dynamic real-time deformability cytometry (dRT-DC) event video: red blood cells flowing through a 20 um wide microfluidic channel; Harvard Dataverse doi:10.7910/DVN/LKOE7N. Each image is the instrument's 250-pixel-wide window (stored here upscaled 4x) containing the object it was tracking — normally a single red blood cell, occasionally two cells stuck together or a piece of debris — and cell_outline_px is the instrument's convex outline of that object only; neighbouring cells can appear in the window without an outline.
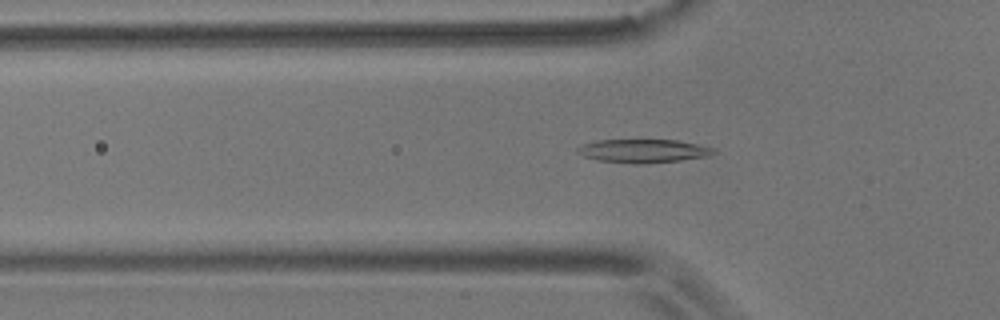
{"species": "common noctule bat (a hibernating species)", "species_latin": "Nyctalus noctula", "temperature_condition": "room temperature", "stored_images_in_passage": 47, "camera_frame_rate_fps": 3000, "um_per_image_px": 0.085, "animal": {"sex": "male", "body_mass_g": 17.9}, "frame": {"image": 1, "passage_image": 10, "time_ms": 3.0, "image_size_px": [1000, 320], "cell_outline_px": [[716, 152], [708, 156], [680, 160], [644, 164], [632, 164], [596, 160], [584, 156], [576, 152], [576, 148], [584, 144], [596, 140], [676, 140], [716, 148]], "centroid_in_image_um": [54.66, 12.83], "position_along_channel_um": 71.1, "area_um2": 18.67}}
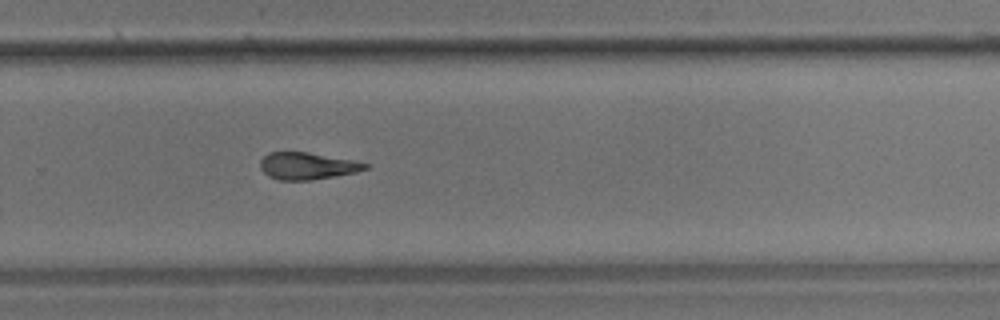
{"frame": {"image": 2, "passage_image": 29, "time_ms": 9.333, "image_size_px": [1000, 320], "cell_outline_px": [[368, 168], [356, 172], [336, 176], [308, 180], [280, 180], [268, 176], [260, 168], [260, 160], [268, 152], [308, 152], [352, 160], [368, 164]], "centroid_in_image_um": [26.09, 14.1], "position_along_channel_um": 303.7, "area_um2": 16.42}}
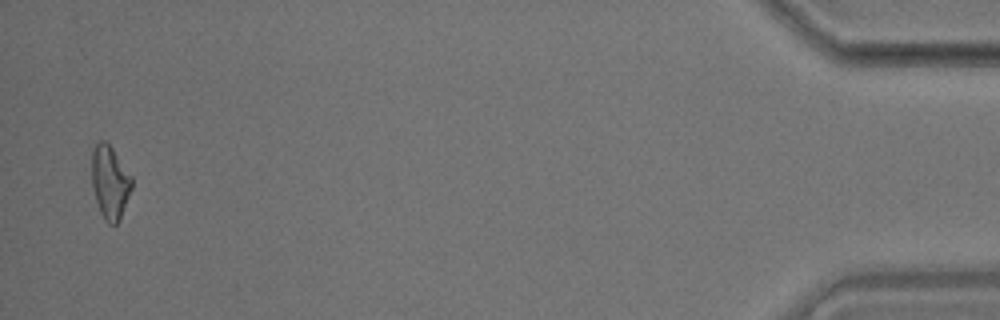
{"frame": {"image": 3, "passage_image": 46, "time_ms": 15.0, "image_size_px": [1000, 320], "cell_outline_px": [[132, 188], [120, 216], [116, 224], [108, 224], [104, 220], [100, 212], [96, 200], [92, 184], [92, 152], [96, 144], [100, 140], [104, 140], [112, 148], [132, 176]], "centroid_in_image_um": [9.34, 15.48], "position_along_channel_um": 425.9, "area_um2": 16.82}, "authors_computed_cell_mechanics": {"area_um2": 17.2244, "velocity_mm_per_s": 3.6636, "shape_relaxation_time_tau1_ms": null, "shape_relaxation_time_tau2_ms": 5.2666, "deformation_change_tau1": null, "deformation_change_tau2": 0.1334}}